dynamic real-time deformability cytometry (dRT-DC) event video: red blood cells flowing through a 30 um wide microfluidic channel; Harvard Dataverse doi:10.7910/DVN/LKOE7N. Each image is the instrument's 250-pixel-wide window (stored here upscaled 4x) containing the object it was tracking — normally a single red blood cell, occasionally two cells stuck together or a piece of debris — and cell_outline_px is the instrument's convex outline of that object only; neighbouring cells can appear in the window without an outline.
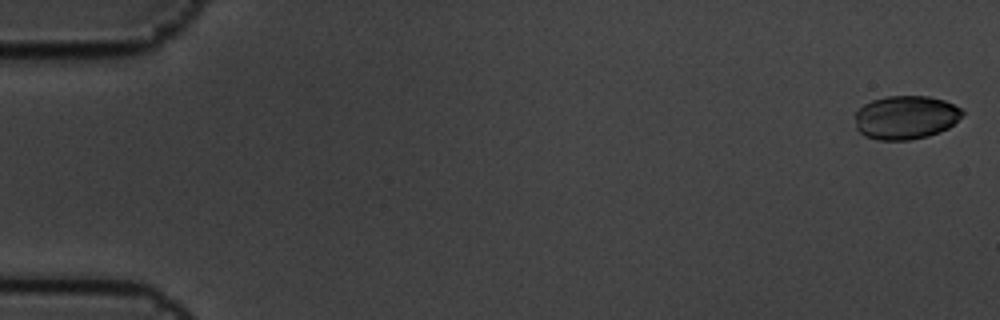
{"species": "common noctule bat (a hibernating species)", "species_latin": "Nyctalus noctula", "temperature_condition": "cold", "stored_images_in_passage": 6, "camera_frame_rate_fps": 3000, "um_per_image_px": 0.085, "animal": {"sex": "male", "body_mass_g": 19.5, "forearm_length_mm": 54.6}, "frame": {"image": 1, "passage_image": 1, "time_ms": 0.0, "image_size_px": [1000, 320], "cell_outline_px": [[964, 112], [948, 128], [940, 132], [928, 136], [908, 140], [876, 140], [864, 136], [856, 128], [856, 112], [864, 104], [872, 100], [888, 96], [928, 96], [944, 100], [960, 108]], "centroid_in_image_um": [76.96, 9.98], "position_along_channel_um": 8.0, "area_um2": 27.17}}
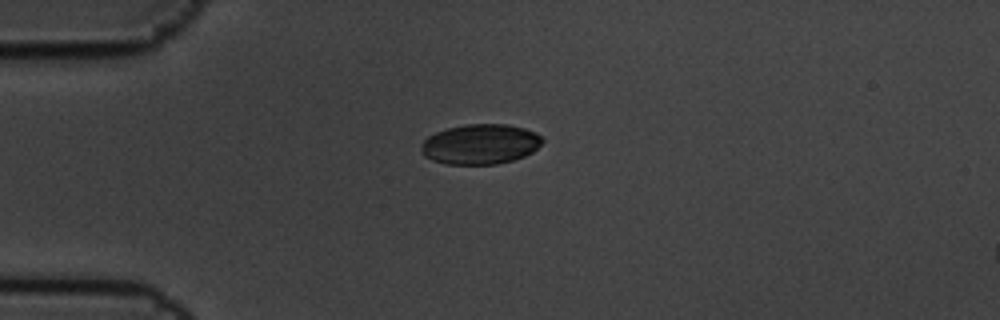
{"frame": {"image": 2, "passage_image": 5, "time_ms": 1.333, "image_size_px": [1000, 320], "cell_outline_px": [[544, 140], [532, 152], [524, 156], [512, 160], [496, 164], [448, 164], [432, 160], [424, 156], [420, 152], [420, 144], [428, 136], [436, 132], [448, 128], [468, 124], [508, 124], [524, 128], [540, 136]], "centroid_in_image_um": [40.78, 12.25], "position_along_channel_um": 44.2, "area_um2": 28.21}}